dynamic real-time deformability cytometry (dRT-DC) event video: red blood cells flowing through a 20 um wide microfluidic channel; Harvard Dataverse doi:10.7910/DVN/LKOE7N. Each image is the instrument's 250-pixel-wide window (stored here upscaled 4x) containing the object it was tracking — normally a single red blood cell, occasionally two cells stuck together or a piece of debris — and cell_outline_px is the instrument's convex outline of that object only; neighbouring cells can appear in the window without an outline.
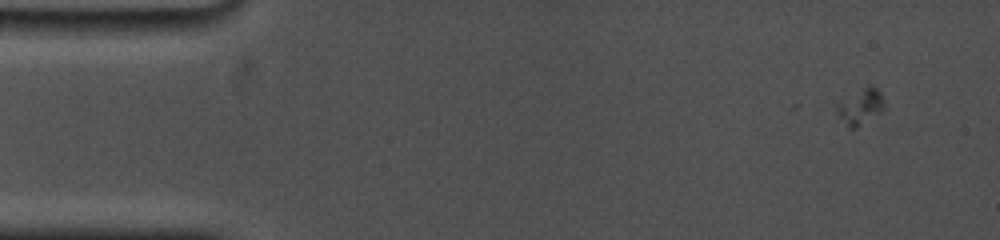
{"species": "common noctule bat (a hibernating species)", "species_latin": "Nyctalus noctula", "temperature_condition": "cold", "stored_images_in_passage": 45, "camera_frame_rate_fps": 5000, "um_per_image_px": 0.085, "animal": {"sex": "female", "body_mass_g": 19.0, "forearm_length_mm": 53.3}, "frame": {"image": 1, "passage_image": 1, "time_ms": 0.0, "image_size_px": [1000, 240], "cell_outline_px": [[884, 108], [880, 112], [856, 128], [848, 128], [828, 108], [868, 84], [872, 84], [880, 92], [884, 104]], "centroid_in_image_um": [73.01, 9.07], "position_along_channel_um": 12.0, "area_um2": 10.35}}
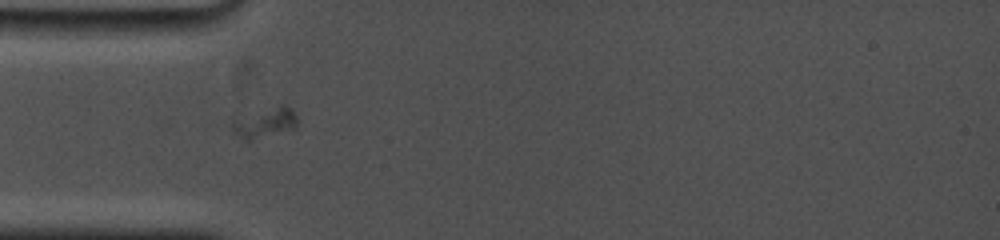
{"frame": {"image": 2, "passage_image": 14, "time_ms": 4.6, "image_size_px": [1000, 240], "cell_outline_px": [[296, 128], [252, 140], [244, 140], [232, 132], [232, 116], [280, 104], [284, 104], [292, 108], [296, 116]], "centroid_in_image_um": [22.44, 10.39], "position_along_channel_um": 62.6, "area_um2": 11.96}}